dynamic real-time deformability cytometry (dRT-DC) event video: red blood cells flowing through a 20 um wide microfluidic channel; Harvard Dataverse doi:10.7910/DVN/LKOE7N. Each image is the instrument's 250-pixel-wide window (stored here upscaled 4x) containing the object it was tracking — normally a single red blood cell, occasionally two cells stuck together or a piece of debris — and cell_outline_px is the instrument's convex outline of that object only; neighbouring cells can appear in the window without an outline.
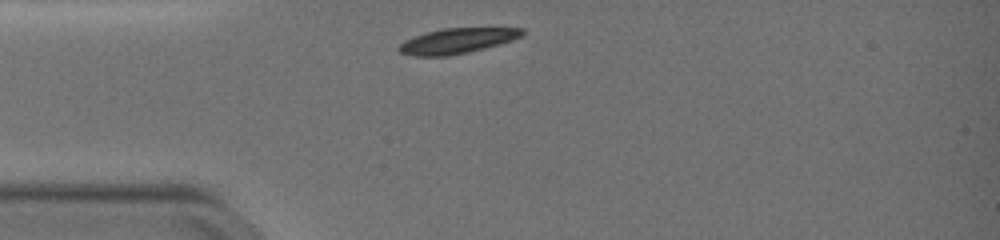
{"species": "common noctule bat (a hibernating species)", "species_latin": "Nyctalus noctula", "temperature_condition": "warm", "stored_images_in_passage": 32, "camera_frame_rate_fps": 3000, "um_per_image_px": 0.085, "animal": {"sex": "female", "body_mass_g": 19.0, "forearm_length_mm": 51.5}, "frame": {"image": 1, "passage_image": 1, "time_ms": 0.0, "image_size_px": [1000, 240], "cell_outline_px": [[524, 32], [520, 36], [512, 40], [500, 44], [468, 52], [448, 56], [412, 56], [400, 52], [396, 48], [404, 40], [428, 32], [444, 28], [524, 28]], "centroid_in_image_um": [38.83, 3.48], "position_along_channel_um": 46.2, "area_um2": 17.98}}
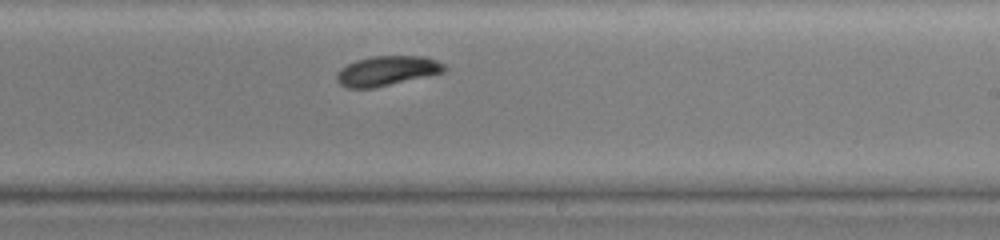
{"frame": {"image": 2, "passage_image": 19, "time_ms": 6.0, "image_size_px": [1000, 240], "cell_outline_px": [[448, 68], [444, 72], [372, 88], [348, 88], [340, 84], [336, 80], [336, 72], [340, 68], [356, 60], [372, 56], [424, 56], [436, 60], [444, 64]], "centroid_in_image_um": [32.87, 6.01], "position_along_channel_um": 256.1, "area_um2": 18.55}}
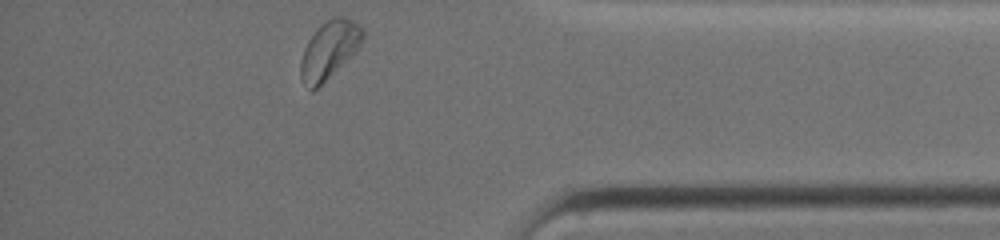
{"frame": {"image": 3, "passage_image": 32, "time_ms": 10.333, "image_size_px": [1000, 240], "cell_outline_px": [[364, 36], [356, 52], [312, 92], [308, 88], [300, 76], [300, 60], [304, 48], [308, 40], [316, 28], [320, 24], [332, 16], [344, 16], [352, 20], [364, 28]], "centroid_in_image_um": [27.98, 4.2], "position_along_channel_um": 407.2, "area_um2": 20.98}, "authors_computed_cell_mechanics": {"area_um2": 19.0162, "velocity_mm_per_s": 3.755, "shape_relaxation_time_tau1_ms": 2.1485, "shape_relaxation_time_tau2_ms": null, "deformation_change_tau1": 0.1198, "deformation_change_tau2": null}}